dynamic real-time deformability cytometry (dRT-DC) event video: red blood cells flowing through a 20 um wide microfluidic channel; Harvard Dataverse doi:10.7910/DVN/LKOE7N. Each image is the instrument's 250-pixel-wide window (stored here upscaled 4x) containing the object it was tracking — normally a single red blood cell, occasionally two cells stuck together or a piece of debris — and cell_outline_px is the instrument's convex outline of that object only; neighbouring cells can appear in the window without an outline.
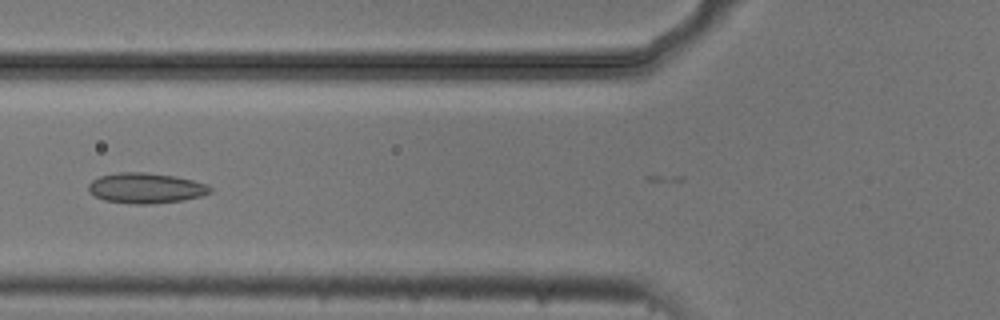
{"species": "common noctule bat (a hibernating species)", "species_latin": "Nyctalus noctula", "temperature_condition": "cold", "stored_images_in_passage": 9, "camera_frame_rate_fps": 3000, "um_per_image_px": 0.085, "animal": {"sex": "male", "body_mass_g": 20.5, "forearm_length_mm": 52.5}, "frame": {"image": 1, "passage_image": 7, "time_ms": 2.0, "image_size_px": [1000, 320], "cell_outline_px": [[212, 192], [200, 196], [184, 200], [148, 204], [136, 204], [104, 200], [88, 192], [88, 184], [92, 180], [100, 176], [120, 172], [144, 172], [176, 176], [208, 184], [212, 188]], "centroid_in_image_um": [12.4, 15.98], "position_along_channel_um": 113.4, "area_um2": 21.56}}
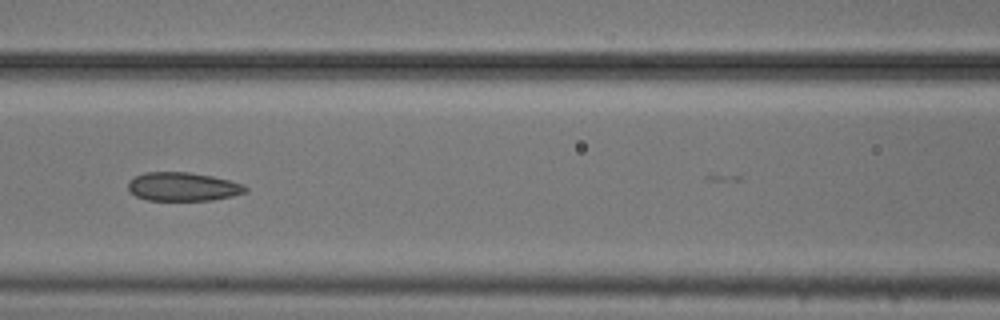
{"frame": {"image": 2, "passage_image": 8, "time_ms": 2.333, "image_size_px": [1000, 320], "cell_outline_px": [[248, 192], [232, 196], [212, 200], [148, 200], [136, 196], [128, 192], [128, 180], [144, 172], [188, 172], [212, 176], [244, 184], [248, 188]], "centroid_in_image_um": [15.54, 15.87], "position_along_channel_um": 151.1, "area_um2": 19.71}}